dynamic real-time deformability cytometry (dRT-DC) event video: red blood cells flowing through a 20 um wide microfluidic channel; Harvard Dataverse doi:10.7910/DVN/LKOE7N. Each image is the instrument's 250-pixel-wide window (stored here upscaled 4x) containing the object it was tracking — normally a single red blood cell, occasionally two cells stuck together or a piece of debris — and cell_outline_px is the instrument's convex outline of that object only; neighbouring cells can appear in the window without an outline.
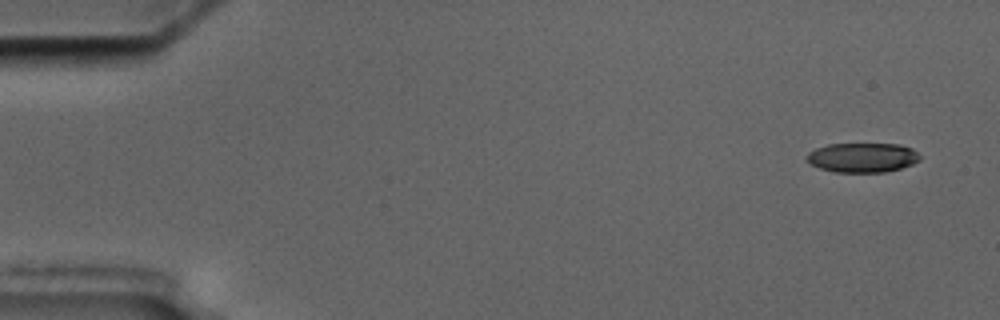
{"species": "common noctule bat (a hibernating species)", "species_latin": "Nyctalus noctula", "temperature_condition": "cold", "stored_images_in_passage": 4, "camera_frame_rate_fps": 3000, "um_per_image_px": 0.085, "animal": {"sex": "male", "body_mass_g": 17.5, "forearm_length_mm": 52.3}, "frame": {"image": 1, "passage_image": 1, "time_ms": 0.0, "image_size_px": [1000, 320], "cell_outline_px": [[920, 160], [912, 164], [900, 168], [884, 172], [836, 172], [820, 168], [812, 164], [804, 156], [808, 152], [816, 148], [828, 144], [900, 144], [912, 148], [920, 156]], "centroid_in_image_um": [73.3, 13.38], "position_along_channel_um": 11.7, "area_um2": 19.42}}
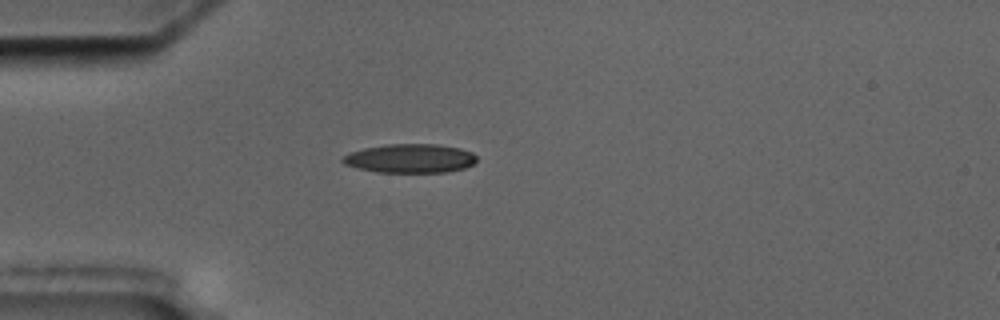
{"frame": {"image": 2, "passage_image": 4, "time_ms": 4.333, "image_size_px": [1000, 320], "cell_outline_px": [[476, 160], [472, 164], [464, 168], [448, 172], [376, 172], [356, 168], [344, 164], [340, 160], [348, 152], [364, 148], [384, 144], [436, 144], [460, 148], [472, 152], [476, 156]], "centroid_in_image_um": [34.82, 13.46], "position_along_channel_um": 50.2, "area_um2": 22.72}}